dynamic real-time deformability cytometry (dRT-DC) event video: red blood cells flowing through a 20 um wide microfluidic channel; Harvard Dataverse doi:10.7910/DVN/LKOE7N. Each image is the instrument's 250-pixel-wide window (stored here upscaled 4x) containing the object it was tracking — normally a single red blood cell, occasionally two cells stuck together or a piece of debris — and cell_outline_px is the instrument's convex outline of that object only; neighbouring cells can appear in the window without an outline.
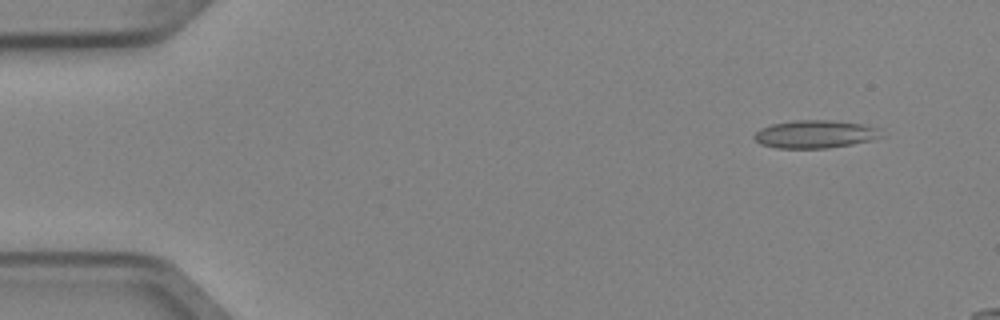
{"species": "Egyptian fruit bat (a non-hibernating species)", "species_latin": "Rousettus aegyptiacus", "temperature_condition": "cold", "stored_images_in_passage": 3, "camera_frame_rate_fps": 3000, "um_per_image_px": 0.085, "animal": {"sex": "female"}, "frame": {"image": 1, "passage_image": 1, "time_ms": 0.0, "image_size_px": [1000, 320], "cell_outline_px": [[888, 136], [872, 140], [852, 144], [828, 148], [776, 148], [760, 144], [752, 136], [760, 128], [772, 124], [792, 120], [828, 120], [864, 124], [880, 128]], "centroid_in_image_um": [69.35, 11.4], "position_along_channel_um": 15.6, "area_um2": 21.04}}